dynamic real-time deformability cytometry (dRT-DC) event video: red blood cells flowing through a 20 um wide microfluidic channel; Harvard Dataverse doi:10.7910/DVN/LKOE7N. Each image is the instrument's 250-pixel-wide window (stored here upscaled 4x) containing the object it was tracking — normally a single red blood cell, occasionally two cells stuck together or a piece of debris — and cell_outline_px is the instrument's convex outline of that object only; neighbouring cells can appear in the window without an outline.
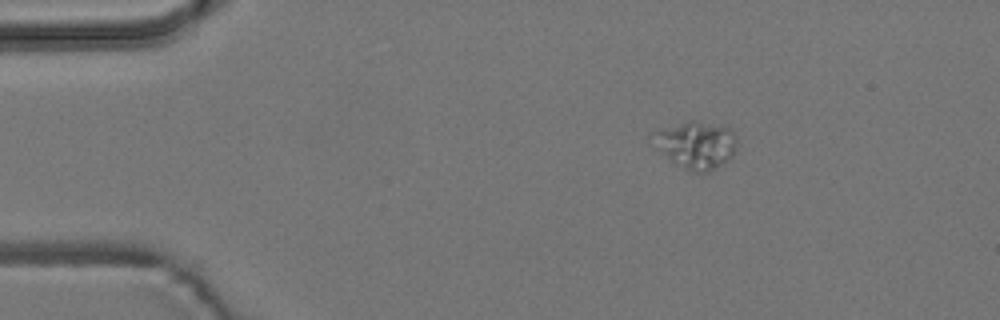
{"species": "common noctule bat (a hibernating species)", "species_latin": "Nyctalus noctula", "temperature_condition": "room temperature", "stored_images_in_passage": 4, "camera_frame_rate_fps": 3000, "um_per_image_px": 0.085, "animal": {"sex": "male", "body_mass_g": 19.2, "forearm_length_mm": 51.8}, "frame": {"image": 1, "passage_image": 4, "time_ms": 3.667, "image_size_px": [1000, 320], "cell_outline_px": [[736, 152], [728, 160], [716, 168], [700, 176], [688, 172], [672, 160], [664, 152], [652, 132], [688, 120], [692, 120], [732, 128], [736, 132]], "centroid_in_image_um": [59.29, 12.34], "position_along_channel_um": 25.7, "area_um2": 22.89}}